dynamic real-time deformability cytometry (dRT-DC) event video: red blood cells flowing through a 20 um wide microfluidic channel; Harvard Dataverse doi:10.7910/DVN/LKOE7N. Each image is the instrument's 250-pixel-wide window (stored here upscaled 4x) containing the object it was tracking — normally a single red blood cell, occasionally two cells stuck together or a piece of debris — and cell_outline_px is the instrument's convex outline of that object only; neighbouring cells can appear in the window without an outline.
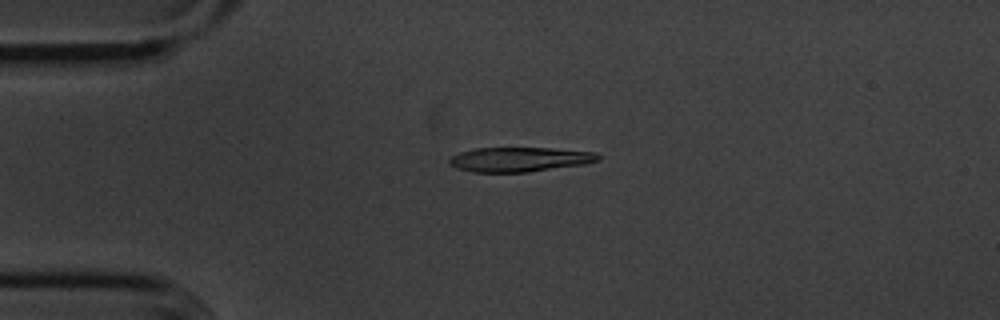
{"species": "common noctule bat (a hibernating species)", "species_latin": "Nyctalus noctula", "temperature_condition": "cold", "stored_images_in_passage": 50, "camera_frame_rate_fps": 3000, "um_per_image_px": 0.085, "animal": {"sex": "male", "body_mass_g": 20.1, "forearm_length_mm": 53.5}, "frame": {"image": 1, "passage_image": 8, "time_ms": 2.333, "image_size_px": [1000, 320], "cell_outline_px": [[600, 160], [584, 164], [528, 172], [472, 172], [456, 168], [448, 160], [452, 156], [460, 152], [476, 148], [552, 148], [596, 152], [600, 156]], "centroid_in_image_um": [44.18, 13.55], "position_along_channel_um": 40.8, "area_um2": 21.21}}
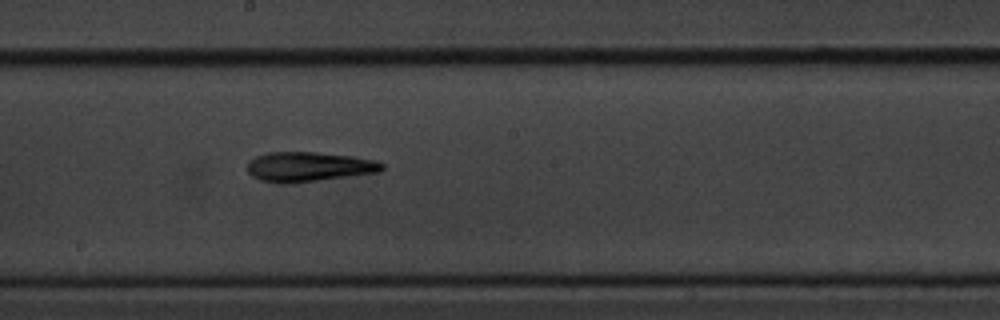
{"frame": {"image": 2, "passage_image": 25, "time_ms": 8.0, "image_size_px": [1000, 320], "cell_outline_px": [[384, 168], [380, 172], [288, 184], [280, 184], [260, 180], [252, 176], [248, 172], [248, 160], [256, 156], [268, 152], [316, 152], [352, 156], [376, 160], [384, 164]], "centroid_in_image_um": [26.23, 14.18], "position_along_channel_um": 222.0, "area_um2": 23.47}}
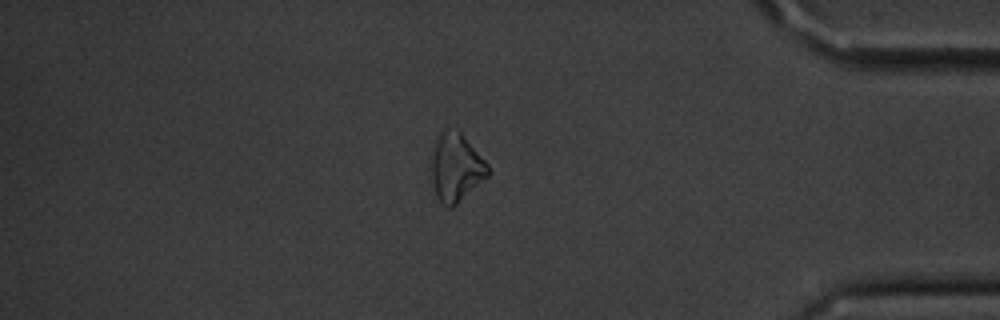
{"frame": {"image": 3, "passage_image": 42, "time_ms": 13.667, "image_size_px": [1000, 320], "cell_outline_px": [[488, 176], [452, 208], [448, 208], [440, 204], [436, 196], [428, 156], [440, 132], [444, 128], [456, 128], [460, 132], [488, 164]], "centroid_in_image_um": [38.7, 14.22], "position_along_channel_um": 396.5, "area_um2": 22.77}, "authors_computed_cell_mechanics": {"area_um2": 22.2819, "velocity_mm_per_s": 3.6183, "shape_relaxation_time_tau1_ms": 3.6561, "shape_relaxation_time_tau2_ms": 3.2425, "deformation_change_tau1": 0.1308, "deformation_change_tau2": 0.0916}}